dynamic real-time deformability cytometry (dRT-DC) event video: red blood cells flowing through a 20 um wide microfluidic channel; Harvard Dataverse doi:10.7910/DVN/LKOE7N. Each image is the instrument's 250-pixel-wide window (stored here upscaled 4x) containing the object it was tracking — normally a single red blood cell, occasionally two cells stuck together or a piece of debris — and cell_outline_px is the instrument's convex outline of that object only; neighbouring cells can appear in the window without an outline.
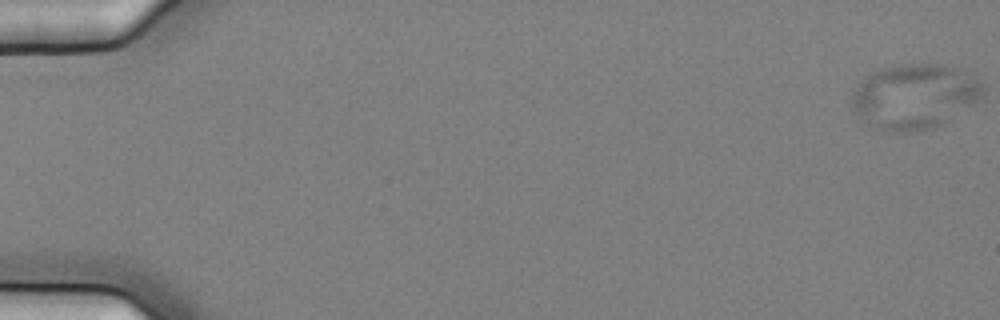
{"species": "common noctule bat (a hibernating species)", "species_latin": "Nyctalus noctula", "temperature_condition": "cold", "stored_images_in_passage": 7, "camera_frame_rate_fps": 3000, "um_per_image_px": 0.085, "animal": {"sex": "female", "body_mass_g": 25.1}, "frame": {"image": 1, "passage_image": 1, "time_ms": 0.0, "image_size_px": [1000, 320], "cell_outline_px": [[984, 100], [940, 124], [932, 128], [904, 132], [896, 132], [872, 128], [856, 112], [852, 104], [852, 92], [856, 84], [860, 80], [872, 72], [884, 68], [900, 64], [940, 64], [956, 68], [980, 80], [984, 84]], "centroid_in_image_um": [77.77, 8.19], "position_along_channel_um": 7.2, "area_um2": 49.82}}
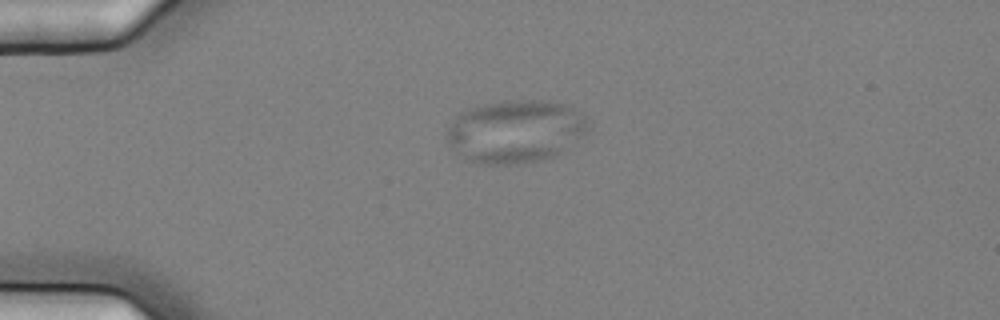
{"frame": {"image": 2, "passage_image": 5, "time_ms": 1.333, "image_size_px": [1000, 320], "cell_outline_px": [[588, 128], [580, 136], [556, 156], [540, 160], [516, 164], [480, 164], [468, 160], [456, 152], [448, 144], [444, 136], [448, 124], [460, 112], [468, 108], [480, 104], [504, 100], [548, 100], [572, 104], [588, 116]], "centroid_in_image_um": [43.79, 11.13], "position_along_channel_um": 41.2, "area_um2": 52.71}}